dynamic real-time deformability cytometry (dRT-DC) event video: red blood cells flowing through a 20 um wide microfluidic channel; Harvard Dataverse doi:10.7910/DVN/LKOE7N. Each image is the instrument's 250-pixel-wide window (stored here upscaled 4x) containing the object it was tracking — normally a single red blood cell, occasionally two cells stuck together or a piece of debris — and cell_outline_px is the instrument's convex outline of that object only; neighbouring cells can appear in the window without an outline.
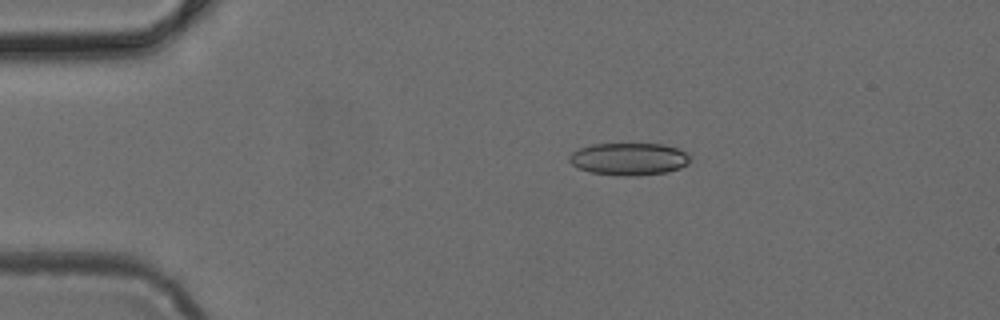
{"species": "common noctule bat (a hibernating species)", "species_latin": "Nyctalus noctula", "temperature_condition": "cold", "stored_images_in_passage": 4, "camera_frame_rate_fps": 3000, "um_per_image_px": 0.085, "animal": {"sex": "female", "body_mass_g": 24.6, "forearm_length_mm": 56.2}, "frame": {"image": 1, "passage_image": 2, "time_ms": 0.333, "image_size_px": [1000, 320], "cell_outline_px": [[692, 160], [688, 164], [680, 168], [668, 172], [632, 176], [620, 176], [588, 172], [576, 168], [568, 160], [568, 156], [572, 152], [580, 148], [592, 144], [664, 144], [676, 148], [684, 152]], "centroid_in_image_um": [53.43, 13.52], "position_along_channel_um": 31.6, "area_um2": 22.95}}